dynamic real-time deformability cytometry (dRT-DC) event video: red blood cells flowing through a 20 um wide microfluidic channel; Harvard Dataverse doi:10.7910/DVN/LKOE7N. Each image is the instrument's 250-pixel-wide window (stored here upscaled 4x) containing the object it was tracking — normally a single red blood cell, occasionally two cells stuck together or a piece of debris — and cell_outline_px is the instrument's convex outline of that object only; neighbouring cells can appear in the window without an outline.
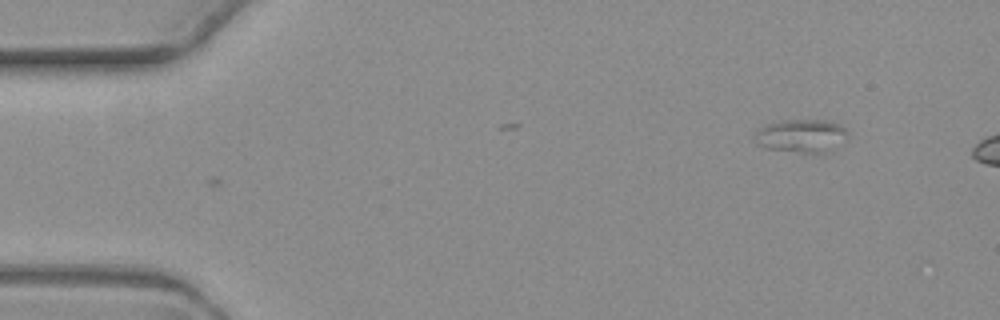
{"species": "common noctule bat (a hibernating species)", "species_latin": "Nyctalus noctula", "temperature_condition": "warm", "stored_images_in_passage": 6, "camera_frame_rate_fps": 3000, "um_per_image_px": 0.085, "animal": {"sex": "female", "body_mass_g": 19.3, "forearm_length_mm": 54.1}, "frame": {"image": 1, "passage_image": 6, "time_ms": 6.0, "image_size_px": [1000, 320], "cell_outline_px": [[848, 136], [828, 152], [800, 152], [764, 148], [756, 144], [752, 140], [752, 136], [756, 128], [764, 124], [780, 120], [824, 120], [840, 124], [848, 132]], "centroid_in_image_um": [68.0, 11.52], "position_along_channel_um": 17.0, "area_um2": 18.26}}